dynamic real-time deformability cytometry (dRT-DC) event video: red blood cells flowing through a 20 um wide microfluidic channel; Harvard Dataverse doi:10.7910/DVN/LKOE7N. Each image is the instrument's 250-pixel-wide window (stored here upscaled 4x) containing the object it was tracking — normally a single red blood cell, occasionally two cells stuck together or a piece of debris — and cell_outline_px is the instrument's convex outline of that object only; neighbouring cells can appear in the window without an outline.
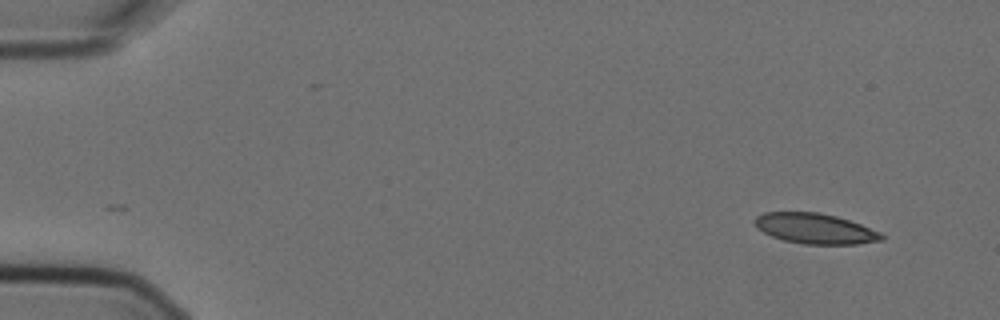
{"species": "Egyptian fruit bat (a non-hibernating species)", "species_latin": "Rousettus aegyptiacus", "temperature_condition": "cold", "stored_images_in_passage": 2, "camera_frame_rate_fps": 3000, "um_per_image_px": 0.085, "animal": {"sex": "female"}, "frame": {"image": 1, "passage_image": 2, "time_ms": 0.333, "image_size_px": [1000, 320], "cell_outline_px": [[884, 240], [856, 244], [804, 244], [784, 240], [772, 236], [756, 228], [752, 220], [756, 216], [764, 212], [820, 212], [836, 216], [860, 224], [880, 232], [884, 236]], "centroid_in_image_um": [69.25, 19.42], "position_along_channel_um": 15.7, "area_um2": 22.48}}